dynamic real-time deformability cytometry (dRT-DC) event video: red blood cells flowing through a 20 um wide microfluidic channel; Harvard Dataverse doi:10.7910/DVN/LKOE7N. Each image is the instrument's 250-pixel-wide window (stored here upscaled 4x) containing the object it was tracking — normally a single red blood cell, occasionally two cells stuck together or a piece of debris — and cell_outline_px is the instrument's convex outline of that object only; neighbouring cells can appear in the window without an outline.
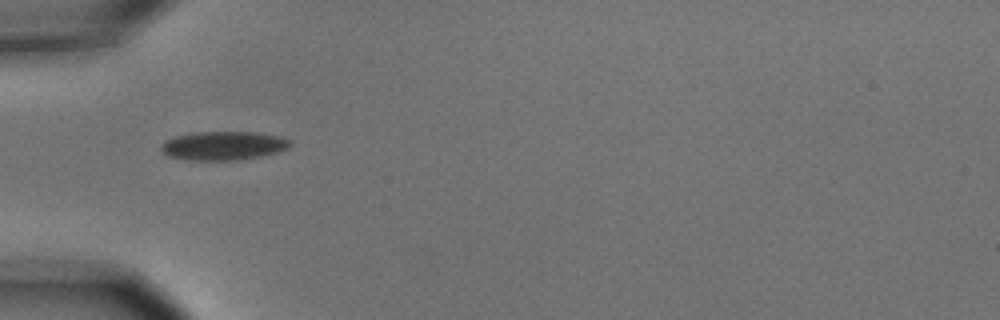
{"species": "common noctule bat (a hibernating species)", "species_latin": "Nyctalus noctula", "temperature_condition": "cold", "stored_images_in_passage": 3, "camera_frame_rate_fps": 3000, "um_per_image_px": 0.085, "animal": {"sex": "male", "body_mass_g": 15.6}, "frame": {"image": 1, "passage_image": 1, "time_ms": 0.0, "image_size_px": [1000, 320], "cell_outline_px": [[292, 144], [288, 148], [276, 152], [260, 156], [236, 160], [188, 160], [172, 156], [164, 152], [160, 148], [160, 144], [164, 140], [176, 136], [196, 132], [256, 132], [280, 136], [292, 140]], "centroid_in_image_um": [19.01, 12.37], "position_along_channel_um": 66.0, "area_um2": 21.56}}
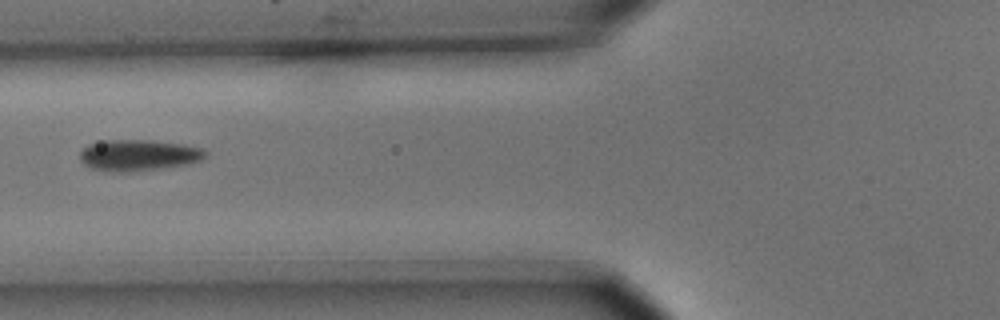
{"frame": {"image": 2, "passage_image": 2, "time_ms": 0.333, "image_size_px": [1000, 320], "cell_outline_px": [[208, 156], [192, 164], [136, 172], [108, 172], [92, 168], [84, 164], [80, 160], [80, 152], [88, 144], [108, 140], [152, 140], [184, 144], [204, 148], [208, 152]], "centroid_in_image_um": [11.83, 13.2], "position_along_channel_um": 114.0, "area_um2": 23.35}}
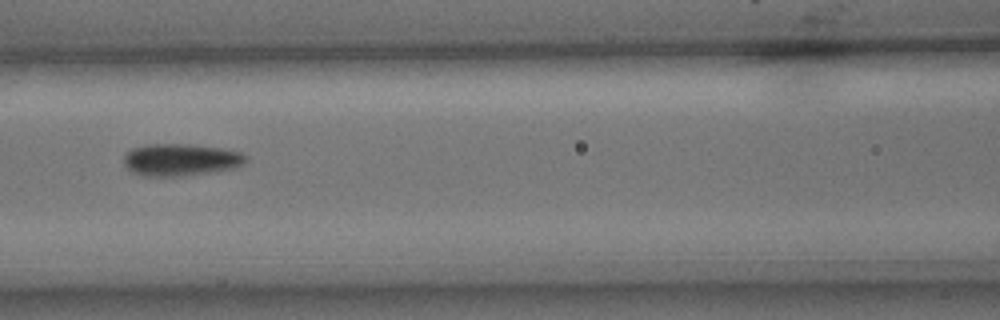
{"frame": {"image": 3, "passage_image": 3, "time_ms": 0.667, "image_size_px": [1000, 320], "cell_outline_px": [[248, 160], [244, 164], [236, 168], [216, 172], [180, 176], [144, 176], [132, 172], [124, 164], [124, 156], [132, 148], [144, 144], [188, 144], [220, 148], [240, 152], [248, 156]], "centroid_in_image_um": [15.4, 13.58], "position_along_channel_um": 151.2, "area_um2": 23.12}}